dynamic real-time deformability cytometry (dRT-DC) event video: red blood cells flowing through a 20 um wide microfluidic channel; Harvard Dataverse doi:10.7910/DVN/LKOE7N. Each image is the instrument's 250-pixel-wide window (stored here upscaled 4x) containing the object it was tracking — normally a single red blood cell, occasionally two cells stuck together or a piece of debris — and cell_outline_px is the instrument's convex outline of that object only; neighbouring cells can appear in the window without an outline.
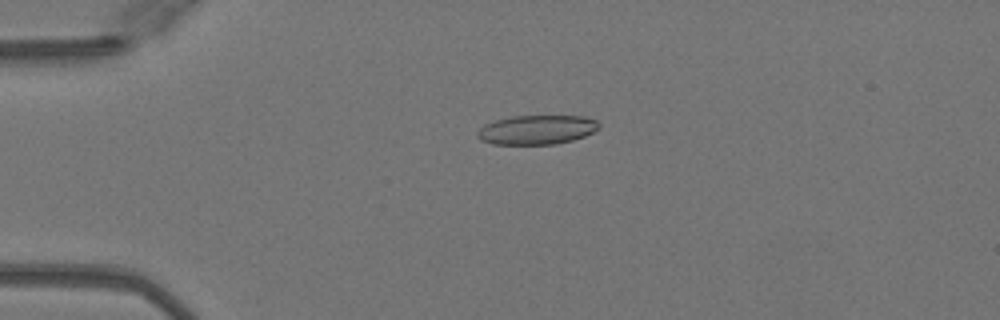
{"species": "Egyptian fruit bat (a non-hibernating species)", "species_latin": "Rousettus aegyptiacus", "temperature_condition": "warm", "stored_images_in_passage": 17, "camera_frame_rate_fps": 3000, "um_per_image_px": 0.085, "animal": {"sex": "female"}, "frame": {"image": 1, "passage_image": 4, "time_ms": 1.0, "image_size_px": [1000, 320], "cell_outline_px": [[600, 128], [584, 136], [572, 140], [556, 144], [492, 144], [480, 140], [476, 136], [476, 132], [484, 124], [496, 120], [512, 116], [584, 116], [596, 120], [600, 124]], "centroid_in_image_um": [45.61, 11.03], "position_along_channel_um": 39.4, "area_um2": 20.81}}
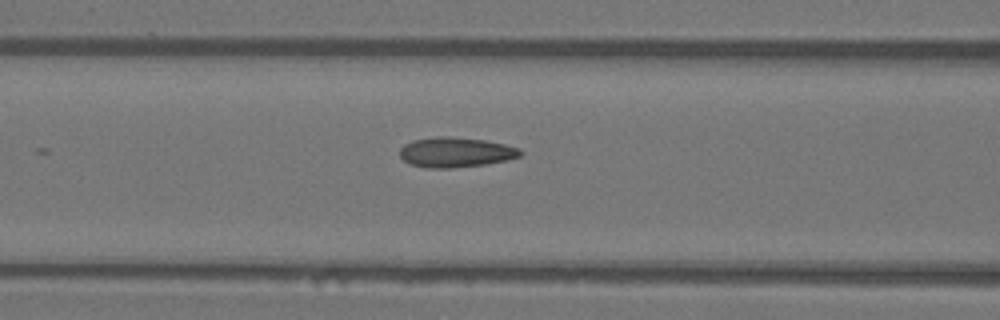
{"frame": {"image": 2, "passage_image": 13, "time_ms": 4.0, "image_size_px": [1000, 320], "cell_outline_px": [[524, 152], [520, 156], [508, 160], [484, 164], [452, 168], [428, 168], [412, 164], [404, 160], [400, 156], [400, 148], [404, 144], [412, 140], [436, 136], [448, 136], [484, 140], [504, 144], [520, 148]], "centroid_in_image_um": [38.74, 12.93], "position_along_channel_um": 127.9, "area_um2": 21.1}}
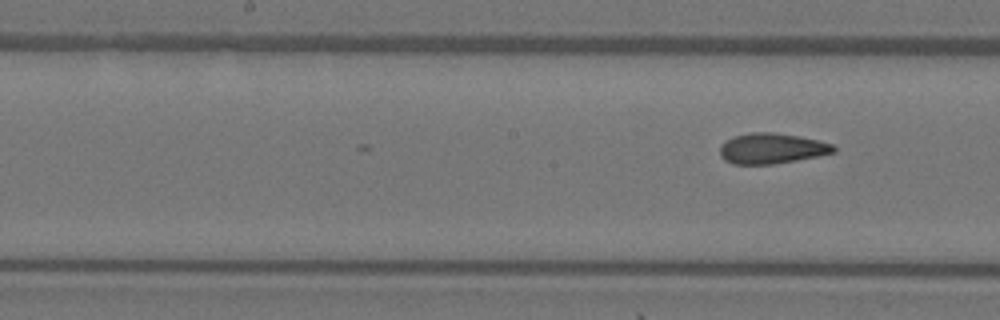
{"frame": {"image": 3, "passage_image": 17, "time_ms": 5.333, "image_size_px": [1000, 320], "cell_outline_px": [[836, 152], [796, 160], [772, 164], [732, 164], [724, 160], [720, 156], [720, 148], [728, 140], [736, 136], [748, 132], [772, 132], [796, 136], [816, 140], [832, 144], [836, 148]], "centroid_in_image_um": [65.58, 12.62], "position_along_channel_um": 182.6, "area_um2": 19.88}}